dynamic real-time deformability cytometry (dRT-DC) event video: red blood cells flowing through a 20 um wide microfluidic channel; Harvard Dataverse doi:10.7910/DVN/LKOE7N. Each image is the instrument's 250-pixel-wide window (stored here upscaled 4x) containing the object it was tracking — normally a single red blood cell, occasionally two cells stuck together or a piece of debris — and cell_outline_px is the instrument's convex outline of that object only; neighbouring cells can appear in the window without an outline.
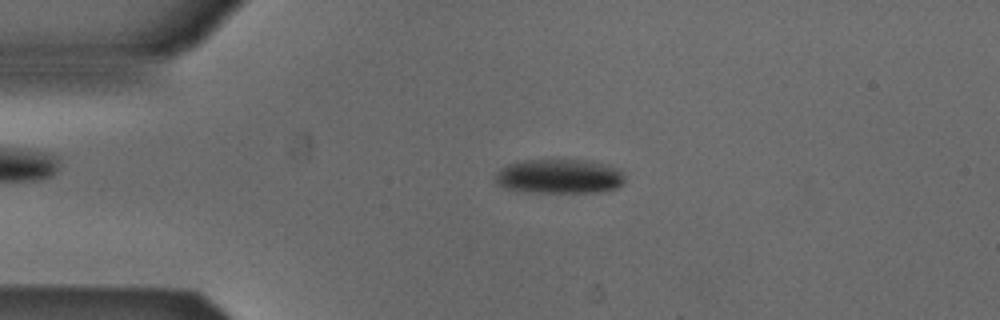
{"species": "Egyptian fruit bat (a non-hibernating species)", "species_latin": "Rousettus aegyptiacus", "temperature_condition": "cold", "stored_images_in_passage": 52, "camera_frame_rate_fps": 3000, "um_per_image_px": 0.085, "animal": {"sex": "male"}, "frame": {"image": 1, "passage_image": 11, "time_ms": 3.333, "image_size_px": [1000, 320], "cell_outline_px": [[624, 184], [616, 188], [600, 192], [524, 192], [504, 188], [496, 184], [496, 172], [500, 168], [508, 164], [524, 160], [588, 160], [608, 164], [620, 168], [624, 172]], "centroid_in_image_um": [47.58, 14.99], "position_along_channel_um": 37.4, "area_um2": 26.41}}
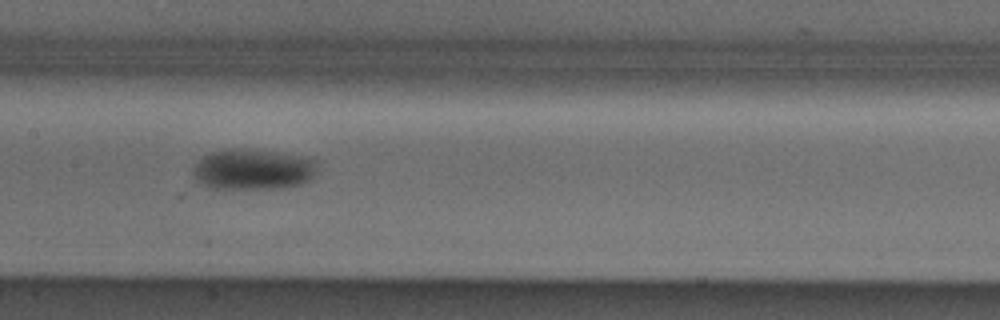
{"frame": {"image": 2, "passage_image": 25, "time_ms": 8.0, "image_size_px": [1000, 320], "cell_outline_px": [[320, 160], [316, 172], [312, 180], [300, 184], [280, 188], [208, 188], [200, 184], [192, 176], [192, 168], [204, 156], [212, 152], [228, 148], [244, 148], [280, 152], [308, 156]], "centroid_in_image_um": [21.56, 14.38], "position_along_channel_um": 185.8, "area_um2": 30.23}}
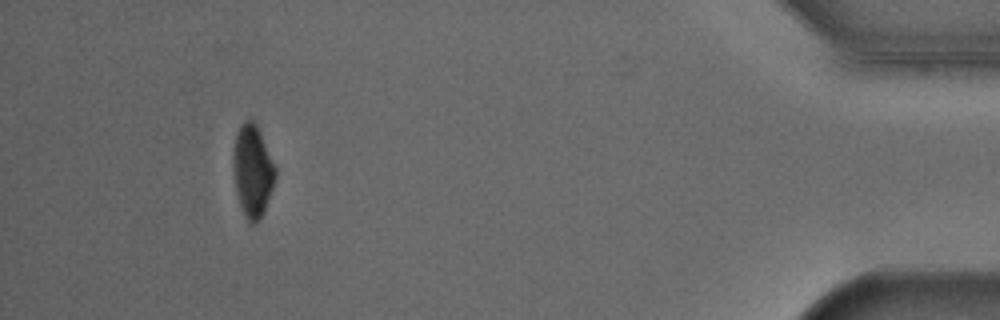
{"frame": {"image": 3, "passage_image": 48, "time_ms": 15.667, "image_size_px": [1000, 320], "cell_outline_px": [[276, 176], [264, 212], [260, 220], [252, 224], [244, 216], [236, 192], [232, 168], [232, 152], [236, 132], [240, 124], [244, 120], [252, 120], [256, 124], [260, 132], [276, 168]], "centroid_in_image_um": [21.44, 14.51], "position_along_channel_um": 413.8, "area_um2": 22.77}, "authors_computed_cell_mechanics": {"area_um2": 26.299, "velocity_mm_per_s": 3.8625, "shape_relaxation_time_tau1_ms": 3.4082, "shape_relaxation_time_tau2_ms": null, "deformation_change_tau1": 0.1124, "deformation_change_tau2": null}}